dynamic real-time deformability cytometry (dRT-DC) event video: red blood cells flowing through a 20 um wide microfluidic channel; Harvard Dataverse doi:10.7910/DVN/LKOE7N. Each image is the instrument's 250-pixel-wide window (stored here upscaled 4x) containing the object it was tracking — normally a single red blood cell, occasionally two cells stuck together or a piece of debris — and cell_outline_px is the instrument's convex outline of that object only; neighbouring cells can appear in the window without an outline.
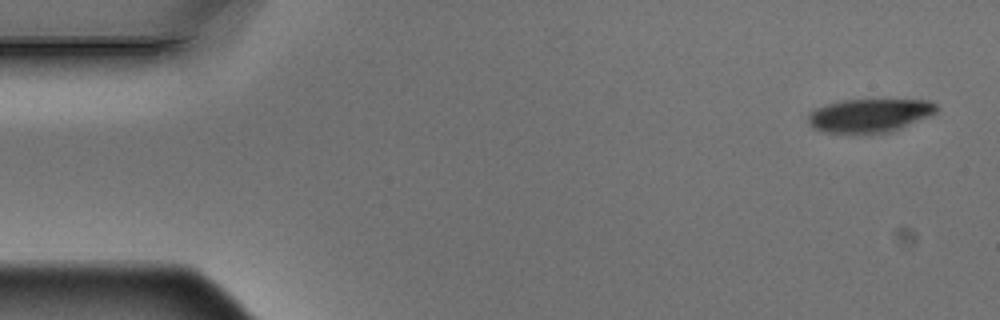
{"species": "Egyptian fruit bat (a non-hibernating species)", "species_latin": "Rousettus aegyptiacus", "temperature_condition": "warm", "stored_images_in_passage": 8, "camera_frame_rate_fps": 3000, "um_per_image_px": 0.085, "animal": {"sex": "male"}, "frame": {"image": 1, "passage_image": 1, "time_ms": 0.0, "image_size_px": [1000, 320], "cell_outline_px": [[940, 108], [936, 112], [928, 116], [900, 128], [888, 132], [824, 132], [812, 128], [808, 124], [808, 112], [816, 108], [828, 104], [844, 100], [928, 100], [936, 104]], "centroid_in_image_um": [73.89, 9.8], "position_along_channel_um": 11.1, "area_um2": 24.68}}
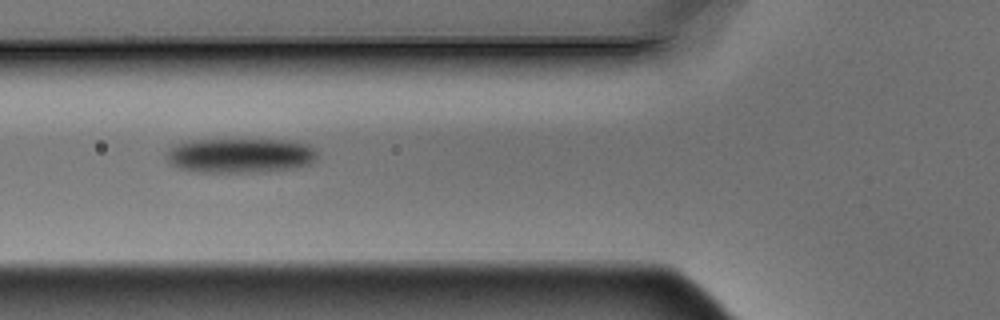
{"frame": {"image": 2, "passage_image": 6, "time_ms": 1.667, "image_size_px": [1000, 320], "cell_outline_px": [[316, 156], [308, 164], [288, 168], [264, 172], [200, 172], [180, 168], [172, 164], [164, 156], [168, 148], [176, 144], [192, 140], [284, 140], [308, 144], [316, 152]], "centroid_in_image_um": [20.35, 13.21], "position_along_channel_um": 105.5, "area_um2": 30.17}}
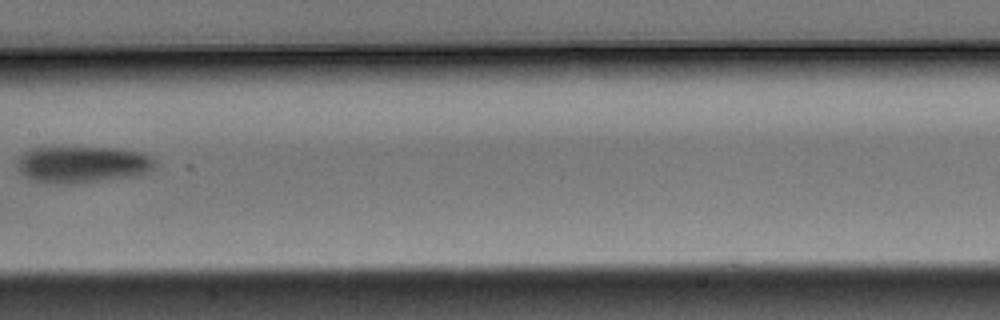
{"frame": {"image": 3, "passage_image": 8, "time_ms": 2.333, "image_size_px": [1000, 320], "cell_outline_px": [[152, 168], [148, 172], [132, 176], [72, 184], [52, 184], [32, 180], [24, 176], [20, 172], [16, 164], [16, 160], [28, 148], [116, 148], [140, 152], [148, 156], [152, 160]], "centroid_in_image_um": [6.9, 13.99], "position_along_channel_um": 200.5, "area_um2": 29.19}}